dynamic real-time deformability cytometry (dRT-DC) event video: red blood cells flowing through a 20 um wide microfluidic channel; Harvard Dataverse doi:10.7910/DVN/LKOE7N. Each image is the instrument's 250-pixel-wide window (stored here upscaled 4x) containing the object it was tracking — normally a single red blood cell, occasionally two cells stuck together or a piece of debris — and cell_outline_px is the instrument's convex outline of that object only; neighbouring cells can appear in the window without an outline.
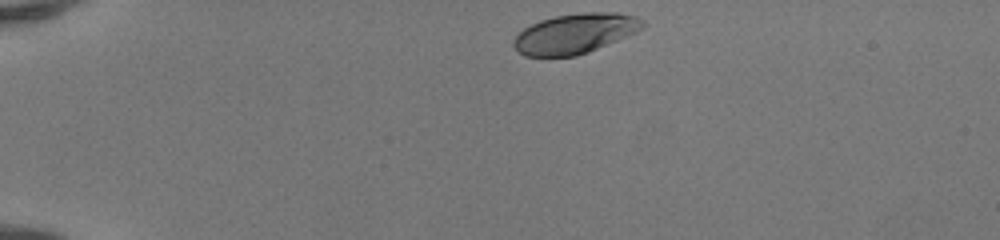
{"species": "human", "species_latin": "Homo sapiens", "temperature_condition": "room temperature", "stored_images_in_passage": 40, "camera_frame_rate_fps": 3000, "um_per_image_px": 0.085, "donor": {"sex": "female"}, "frame": {"image": 1, "passage_image": 1, "time_ms": 0.0, "image_size_px": [1000, 240], "cell_outline_px": [[644, 28], [628, 36], [588, 52], [576, 56], [524, 56], [512, 44], [512, 40], [524, 28], [540, 20], [556, 16], [584, 12], [616, 12], [636, 16], [644, 20]], "centroid_in_image_um": [48.9, 2.84], "position_along_channel_um": 36.1, "area_um2": 30.0}}
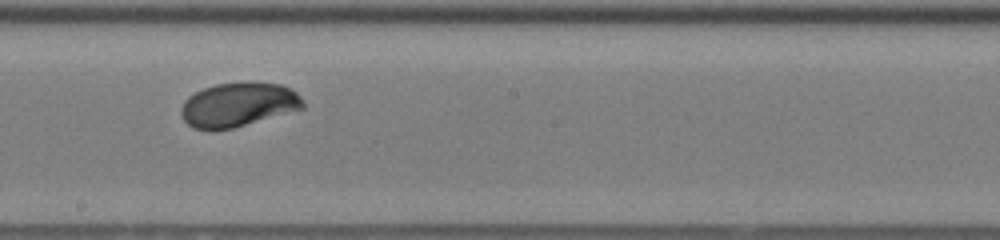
{"frame": {"image": 2, "passage_image": 20, "time_ms": 6.333, "image_size_px": [1000, 240], "cell_outline_px": [[304, 108], [232, 128], [212, 132], [192, 128], [184, 120], [180, 112], [180, 108], [184, 100], [188, 96], [204, 88], [216, 84], [244, 80], [252, 80], [280, 84], [292, 88], [304, 100]], "centroid_in_image_um": [20.24, 8.88], "position_along_channel_um": 228.0, "area_um2": 32.14}}
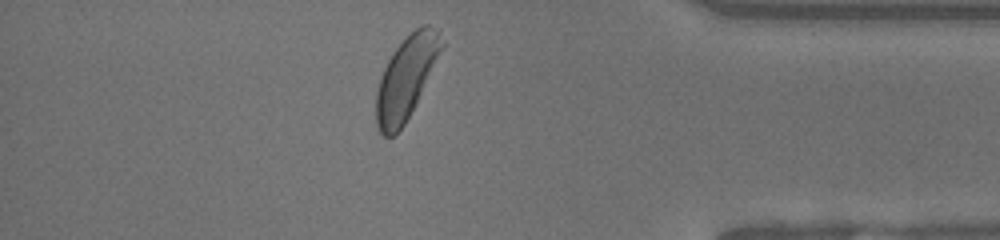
{"frame": {"image": 3, "passage_image": 34, "time_ms": 11.0, "image_size_px": [1000, 240], "cell_outline_px": [[444, 44], [416, 104], [404, 124], [392, 136], [384, 136], [376, 128], [376, 92], [380, 76], [392, 52], [420, 24], [428, 24], [436, 28]], "centroid_in_image_um": [34.5, 6.62], "position_along_channel_um": 400.7, "area_um2": 30.98}, "authors_computed_cell_mechanics": {"area_um2": 31.5299, "velocity_mm_per_s": 4.1616, "shape_relaxation_time_tau1_ms": 2.6298, "shape_relaxation_time_tau2_ms": null, "deformation_change_tau1": 0.1527, "deformation_change_tau2": null}}